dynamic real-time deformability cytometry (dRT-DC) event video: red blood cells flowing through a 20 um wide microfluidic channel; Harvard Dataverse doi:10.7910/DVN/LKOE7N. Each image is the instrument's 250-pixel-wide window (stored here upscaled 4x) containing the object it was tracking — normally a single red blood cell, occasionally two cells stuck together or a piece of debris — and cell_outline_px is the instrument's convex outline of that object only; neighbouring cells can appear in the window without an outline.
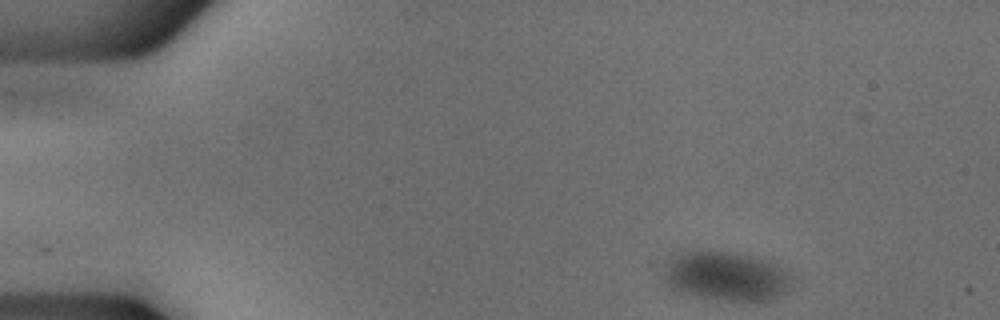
{"species": "common noctule bat (a hibernating species)", "species_latin": "Nyctalus noctula", "temperature_condition": "cold", "stored_images_in_passage": 48, "camera_frame_rate_fps": 3000, "um_per_image_px": 0.085, "animal": {"sex": "male", "body_mass_g": 18.8}, "frame": {"image": 1, "passage_image": 1, "time_ms": 0.0, "image_size_px": [1000, 320], "cell_outline_px": [[792, 280], [776, 296], [768, 300], [724, 300], [672, 292], [668, 288], [664, 276], [664, 272], [668, 264], [680, 252], [704, 248], [752, 256], [768, 260], [784, 268], [788, 272]], "centroid_in_image_um": [61.63, 23.44], "position_along_channel_um": 23.4, "area_um2": 36.65}}
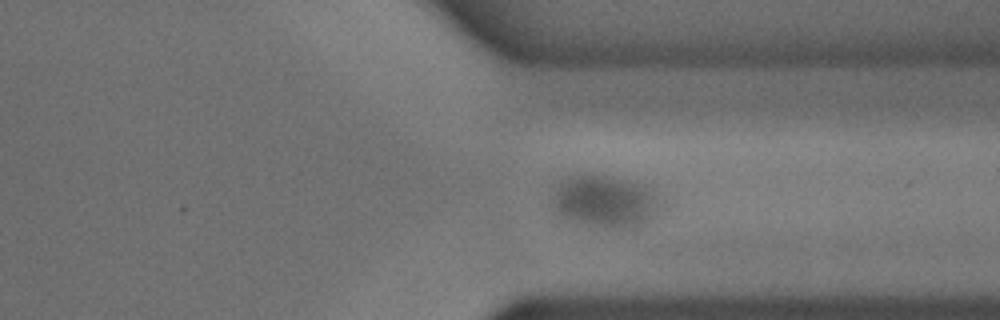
{"frame": {"image": 2, "passage_image": 35, "time_ms": 11.333, "image_size_px": [1000, 320], "cell_outline_px": [[664, 208], [652, 220], [640, 228], [588, 228], [572, 224], [552, 216], [548, 208], [548, 200], [552, 188], [564, 176], [592, 172], [636, 180], [644, 184], [656, 192]], "centroid_in_image_um": [51.3, 17.14], "position_along_channel_um": 360.1, "area_um2": 36.76}}
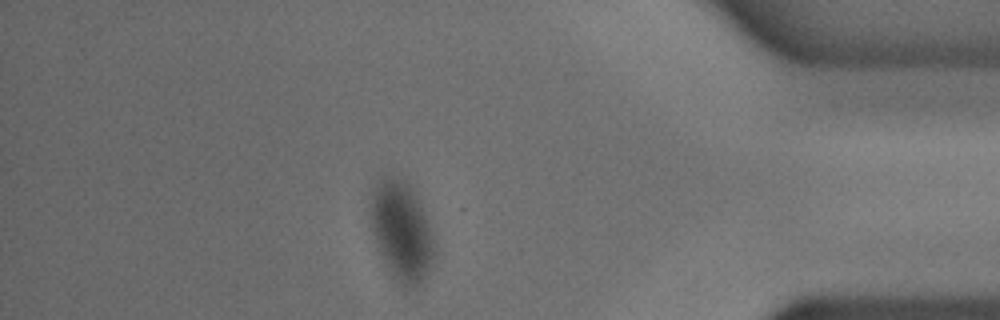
{"frame": {"image": 3, "passage_image": 41, "time_ms": 13.333, "image_size_px": [1000, 320], "cell_outline_px": [[436, 248], [432, 264], [428, 276], [416, 288], [408, 292], [392, 276], [384, 264], [380, 256], [372, 232], [372, 192], [376, 184], [384, 176], [404, 176], [412, 188], [424, 212], [432, 232]], "centroid_in_image_um": [34.17, 19.71], "position_along_channel_um": 401.0, "area_um2": 37.57}}